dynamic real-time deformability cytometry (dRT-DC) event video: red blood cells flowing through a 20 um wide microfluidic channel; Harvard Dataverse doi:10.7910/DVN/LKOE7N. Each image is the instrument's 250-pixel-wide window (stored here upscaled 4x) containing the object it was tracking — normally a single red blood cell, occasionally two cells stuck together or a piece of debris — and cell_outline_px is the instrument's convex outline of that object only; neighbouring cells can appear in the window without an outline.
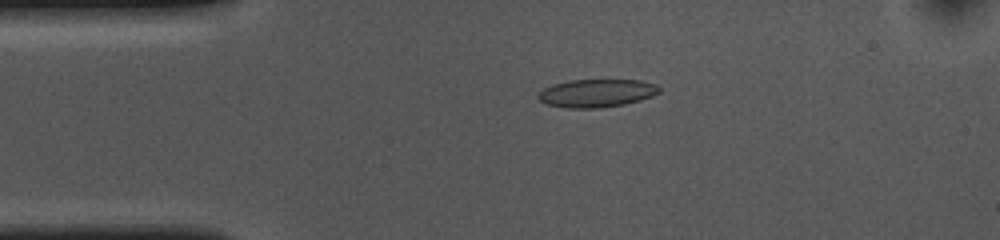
{"species": "common noctule bat (a hibernating species)", "species_latin": "Nyctalus noctula", "temperature_condition": "cold", "stored_images_in_passage": 53, "camera_frame_rate_fps": 3000, "um_per_image_px": 0.085, "animal": {"sex": "female", "body_mass_g": 10.0, "forearm_length_mm": 53.1}, "frame": {"image": 1, "passage_image": 10, "time_ms": 3.0, "image_size_px": [1000, 240], "cell_outline_px": [[660, 92], [652, 96], [640, 100], [624, 104], [600, 108], [564, 108], [548, 104], [540, 100], [536, 96], [544, 88], [552, 84], [568, 80], [640, 80], [656, 84], [660, 88]], "centroid_in_image_um": [50.71, 7.91], "position_along_channel_um": 34.3, "area_um2": 19.83}}
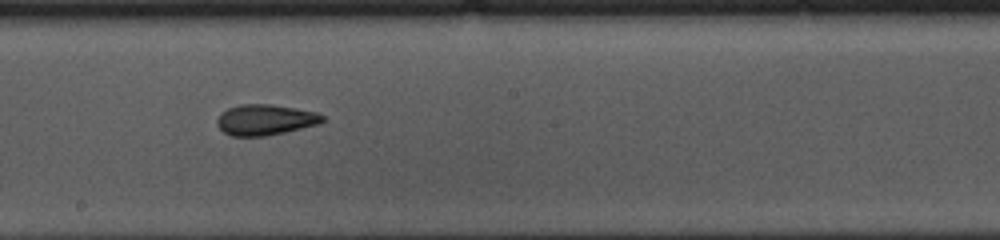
{"frame": {"image": 2, "passage_image": 28, "time_ms": 9.0, "image_size_px": [1000, 240], "cell_outline_px": [[324, 120], [320, 124], [284, 132], [264, 136], [232, 136], [224, 132], [216, 124], [216, 120], [220, 112], [228, 108], [240, 104], [272, 104], [296, 108], [316, 112], [324, 116]], "centroid_in_image_um": [22.53, 10.17], "position_along_channel_um": 225.7, "area_um2": 18.96}}
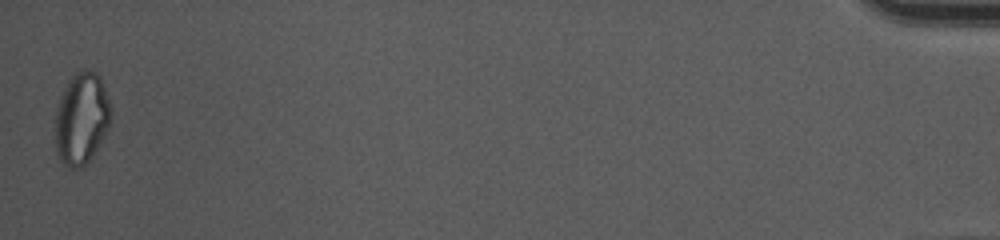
{"frame": {"image": 3, "passage_image": 53, "time_ms": 17.333, "image_size_px": [1000, 240], "cell_outline_px": [[112, 112], [108, 128], [104, 136], [88, 160], [80, 168], [68, 168], [60, 160], [56, 152], [56, 108], [60, 96], [68, 80], [76, 72], [84, 68], [96, 72], [100, 76], [112, 108]], "centroid_in_image_um": [6.93, 10.03], "position_along_channel_um": 428.3, "area_um2": 29.77}, "authors_computed_cell_mechanics": {"area_um2": 19.363, "velocity_mm_per_s": 3.6315, "shape_relaxation_time_tau1_ms": null, "shape_relaxation_time_tau2_ms": 2.2884, "deformation_change_tau1": null, "deformation_change_tau2": 0.0915}}